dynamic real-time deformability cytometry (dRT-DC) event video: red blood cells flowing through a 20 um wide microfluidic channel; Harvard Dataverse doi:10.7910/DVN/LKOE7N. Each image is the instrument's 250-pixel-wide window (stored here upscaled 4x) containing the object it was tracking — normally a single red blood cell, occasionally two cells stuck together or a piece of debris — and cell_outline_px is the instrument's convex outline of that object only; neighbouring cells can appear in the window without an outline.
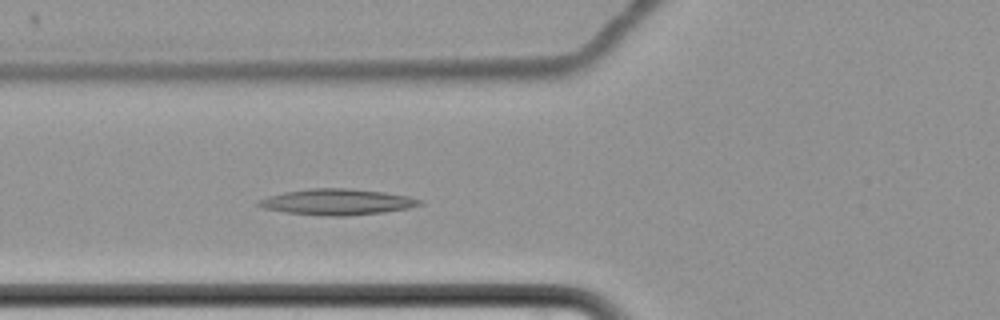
{"species": "common noctule bat (a hibernating species)", "species_latin": "Nyctalus noctula", "temperature_condition": "cold", "stored_images_in_passage": 5, "camera_frame_rate_fps": 3000, "um_per_image_px": 0.085, "animal": {"sex": "female", "body_mass_g": 22.7, "forearm_length_mm": 54.2}, "frame": {"image": 1, "passage_image": 5, "time_ms": 5.0, "image_size_px": [1000, 320], "cell_outline_px": [[424, 204], [408, 208], [384, 212], [348, 216], [328, 216], [284, 212], [264, 208], [256, 204], [256, 200], [268, 196], [284, 192], [308, 188], [348, 188], [384, 192], [408, 196], [424, 200]], "centroid_in_image_um": [28.66, 17.16], "position_along_channel_um": 97.1, "area_um2": 24.57}}